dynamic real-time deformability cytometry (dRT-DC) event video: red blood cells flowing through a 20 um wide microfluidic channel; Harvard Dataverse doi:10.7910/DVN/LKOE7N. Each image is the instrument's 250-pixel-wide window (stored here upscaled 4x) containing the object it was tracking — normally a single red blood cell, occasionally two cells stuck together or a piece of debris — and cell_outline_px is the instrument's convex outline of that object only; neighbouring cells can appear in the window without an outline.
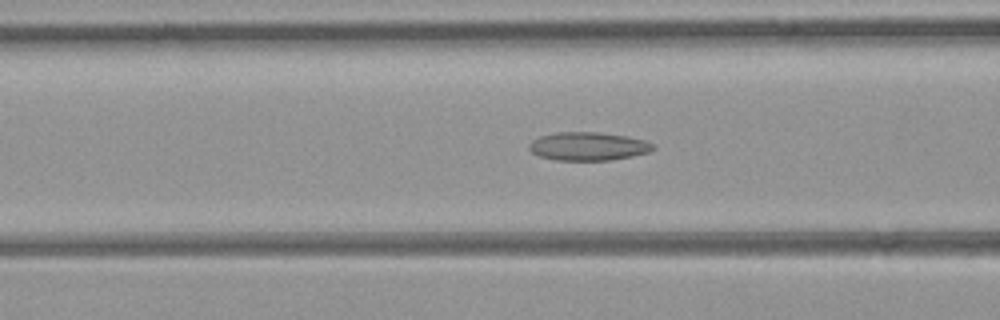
{"species": "common noctule bat (a hibernating species)", "species_latin": "Nyctalus noctula", "temperature_condition": "room temperature", "stored_images_in_passage": 43, "camera_frame_rate_fps": 3000, "um_per_image_px": 0.085, "animal": {"sex": "female", "body_mass_g": 21.9}, "frame": {"image": 1, "passage_image": 16, "time_ms": 5.0, "image_size_px": [1000, 320], "cell_outline_px": [[656, 148], [648, 152], [632, 156], [612, 160], [556, 160], [540, 156], [532, 152], [528, 148], [528, 144], [532, 140], [540, 136], [560, 132], [596, 132], [628, 136], [644, 140], [656, 144]], "centroid_in_image_um": [50.02, 12.43], "position_along_channel_um": 116.6, "area_um2": 20.52}}
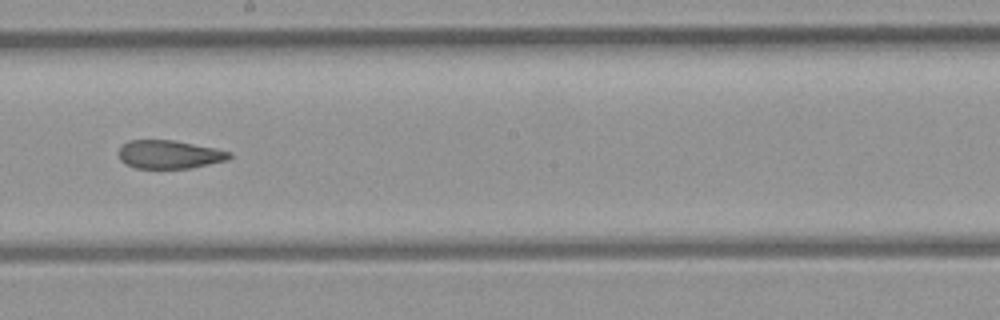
{"frame": {"image": 2, "passage_image": 24, "time_ms": 7.667, "image_size_px": [1000, 320], "cell_outline_px": [[232, 156], [228, 160], [192, 168], [136, 168], [124, 164], [120, 160], [116, 152], [128, 140], [172, 140], [216, 148], [232, 152]], "centroid_in_image_um": [14.38, 13.13], "position_along_channel_um": 233.8, "area_um2": 18.5}}
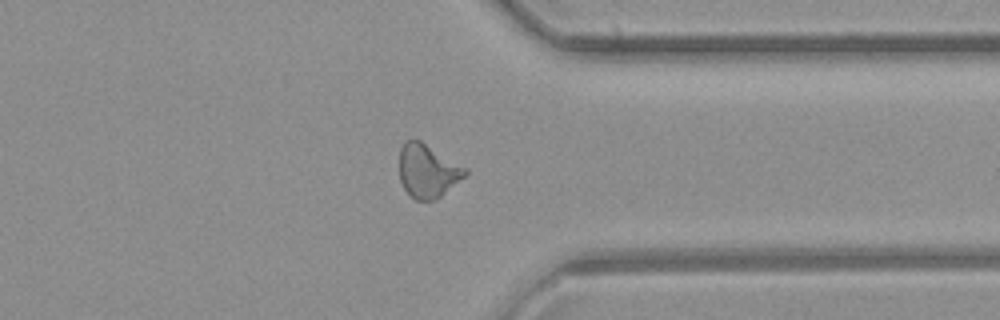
{"frame": {"image": 3, "passage_image": 34, "time_ms": 11.0, "image_size_px": [1000, 320], "cell_outline_px": [[468, 172], [464, 176], [440, 196], [432, 200], [416, 200], [408, 196], [400, 180], [400, 148], [404, 140], [420, 140], [468, 168]], "centroid_in_image_um": [36.33, 14.51], "position_along_channel_um": 375.1, "area_um2": 20.4}}